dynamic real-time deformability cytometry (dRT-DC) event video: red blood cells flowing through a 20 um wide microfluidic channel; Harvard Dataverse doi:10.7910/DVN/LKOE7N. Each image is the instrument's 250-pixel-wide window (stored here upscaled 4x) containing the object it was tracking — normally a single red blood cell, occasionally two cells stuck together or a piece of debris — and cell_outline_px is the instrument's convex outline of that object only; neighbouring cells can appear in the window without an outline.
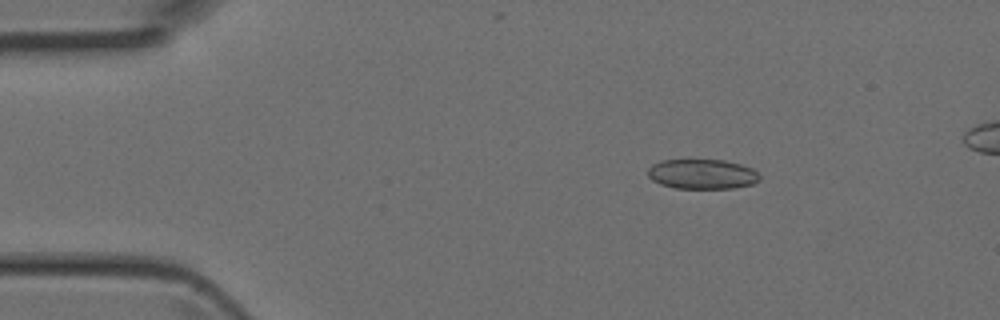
{"species": "Egyptian fruit bat (a non-hibernating species)", "species_latin": "Rousettus aegyptiacus", "temperature_condition": "room temperature", "stored_images_in_passage": 3, "camera_frame_rate_fps": 3000, "um_per_image_px": 0.085, "animal": {"sex": "female"}, "frame": {"image": 1, "passage_image": 1, "time_ms": 0.0, "image_size_px": [1000, 320], "cell_outline_px": [[760, 180], [752, 184], [732, 188], [676, 188], [660, 184], [652, 180], [648, 176], [648, 168], [652, 164], [660, 160], [688, 156], [724, 160], [740, 164], [752, 168], [760, 176]], "centroid_in_image_um": [59.62, 14.73], "position_along_channel_um": 25.4, "area_um2": 20.35}}